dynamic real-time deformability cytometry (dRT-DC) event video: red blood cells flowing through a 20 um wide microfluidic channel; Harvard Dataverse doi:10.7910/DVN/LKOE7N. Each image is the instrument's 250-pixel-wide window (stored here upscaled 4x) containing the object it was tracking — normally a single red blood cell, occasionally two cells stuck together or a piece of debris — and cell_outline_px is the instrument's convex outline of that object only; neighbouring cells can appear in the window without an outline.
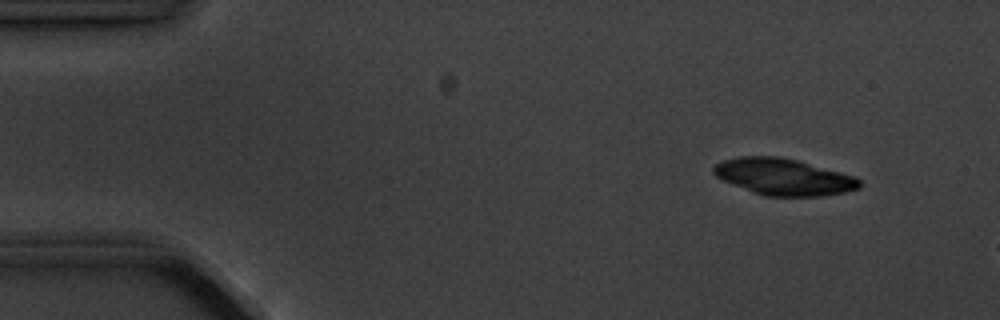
{"species": "common noctule bat (a hibernating species)", "species_latin": "Nyctalus noctula", "temperature_condition": "cold", "stored_images_in_passage": 3, "camera_frame_rate_fps": 3000, "um_per_image_px": 0.085, "animal": {"sex": "male", "body_mass_g": 20.1, "forearm_length_mm": 53.5}, "frame": {"image": 1, "passage_image": 1, "time_ms": 0.0, "image_size_px": [1000, 320], "cell_outline_px": [[860, 188], [844, 192], [820, 196], [764, 196], [752, 192], [724, 180], [716, 176], [712, 172], [712, 168], [716, 164], [724, 160], [740, 156], [776, 156], [796, 160], [856, 176], [860, 180]], "centroid_in_image_um": [66.61, 15.03], "position_along_channel_um": 18.4, "area_um2": 30.87}}